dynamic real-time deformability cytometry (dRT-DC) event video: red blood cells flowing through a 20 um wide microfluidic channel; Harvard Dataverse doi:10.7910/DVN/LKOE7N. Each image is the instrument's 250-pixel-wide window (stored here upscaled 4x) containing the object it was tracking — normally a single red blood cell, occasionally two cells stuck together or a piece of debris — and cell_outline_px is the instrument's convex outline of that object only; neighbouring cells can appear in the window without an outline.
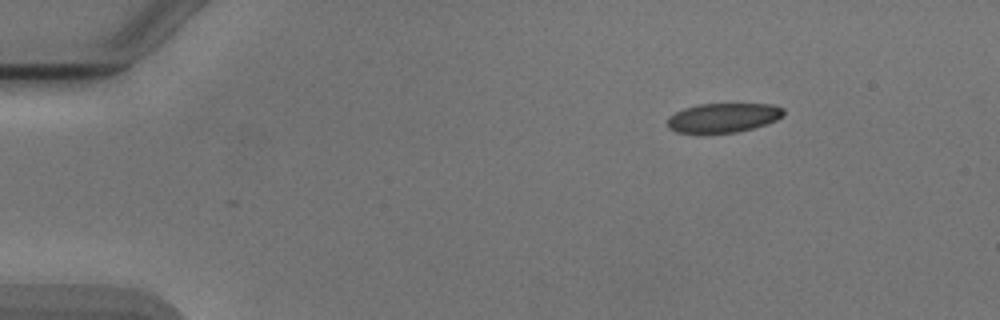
{"species": "Egyptian fruit bat (a non-hibernating species)", "species_latin": "Rousettus aegyptiacus", "temperature_condition": "cold", "stored_images_in_passage": 2, "camera_frame_rate_fps": 3000, "um_per_image_px": 0.085, "animal": {"sex": "male"}, "frame": {"image": 1, "passage_image": 2, "time_ms": 0.333, "image_size_px": [1000, 320], "cell_outline_px": [[784, 116], [776, 120], [752, 128], [736, 132], [676, 132], [668, 128], [668, 116], [684, 108], [700, 104], [772, 104], [784, 108]], "centroid_in_image_um": [61.49, 9.99], "position_along_channel_um": 23.5, "area_um2": 19.59}}